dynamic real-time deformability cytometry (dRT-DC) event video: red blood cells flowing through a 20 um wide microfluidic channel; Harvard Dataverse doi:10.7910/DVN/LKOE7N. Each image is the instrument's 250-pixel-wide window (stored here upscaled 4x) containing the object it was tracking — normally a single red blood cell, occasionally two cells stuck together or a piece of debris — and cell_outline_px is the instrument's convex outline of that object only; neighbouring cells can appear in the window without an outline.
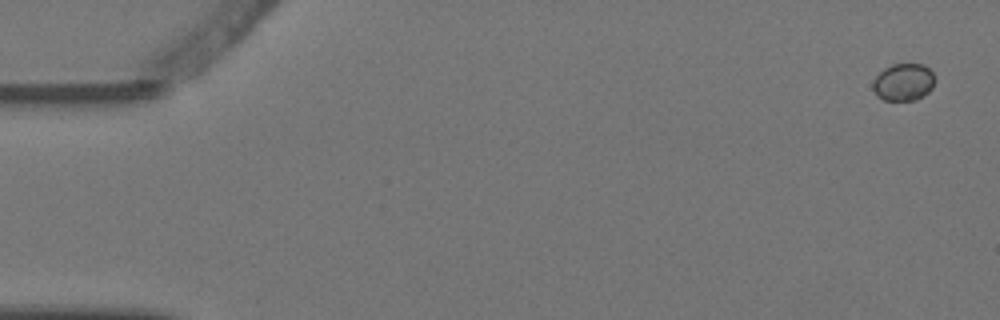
{"species": "Egyptian fruit bat (a non-hibernating species)", "species_latin": "Rousettus aegyptiacus", "temperature_condition": "warm", "stored_images_in_passage": 6, "camera_frame_rate_fps": 3000, "um_per_image_px": 0.085, "animal": {"sex": "female"}, "frame": {"image": 1, "passage_image": 1, "time_ms": 0.0, "image_size_px": [1000, 320], "cell_outline_px": [[936, 80], [932, 88], [924, 96], [916, 100], [884, 100], [876, 96], [872, 88], [872, 80], [884, 68], [892, 64], [924, 64], [932, 72]], "centroid_in_image_um": [76.79, 6.99], "position_along_channel_um": 8.2, "area_um2": 13.7}}